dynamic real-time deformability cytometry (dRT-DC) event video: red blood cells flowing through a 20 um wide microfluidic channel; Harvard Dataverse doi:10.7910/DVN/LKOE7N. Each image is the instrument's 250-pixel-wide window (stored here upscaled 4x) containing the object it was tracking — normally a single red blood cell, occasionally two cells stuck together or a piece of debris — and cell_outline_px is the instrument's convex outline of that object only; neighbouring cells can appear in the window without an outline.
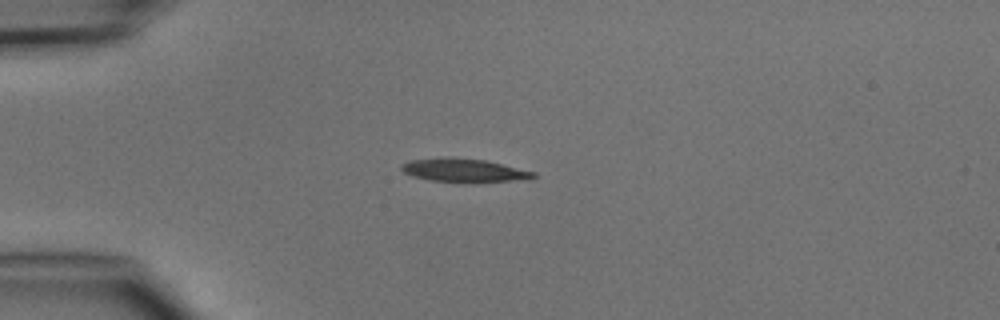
{"species": "common noctule bat (a hibernating species)", "species_latin": "Nyctalus noctula", "temperature_condition": "cold", "stored_images_in_passage": 2, "camera_frame_rate_fps": 3000, "um_per_image_px": 0.085, "animal": {"sex": "male", "body_mass_g": 15.6}, "frame": {"image": 1, "passage_image": 1, "time_ms": 0.0, "image_size_px": [1000, 320], "cell_outline_px": [[536, 176], [532, 180], [428, 180], [412, 176], [404, 172], [400, 168], [400, 164], [412, 160], [440, 156], [452, 156], [484, 160], [536, 172]], "centroid_in_image_um": [39.39, 14.42], "position_along_channel_um": 45.6, "area_um2": 17.51}}